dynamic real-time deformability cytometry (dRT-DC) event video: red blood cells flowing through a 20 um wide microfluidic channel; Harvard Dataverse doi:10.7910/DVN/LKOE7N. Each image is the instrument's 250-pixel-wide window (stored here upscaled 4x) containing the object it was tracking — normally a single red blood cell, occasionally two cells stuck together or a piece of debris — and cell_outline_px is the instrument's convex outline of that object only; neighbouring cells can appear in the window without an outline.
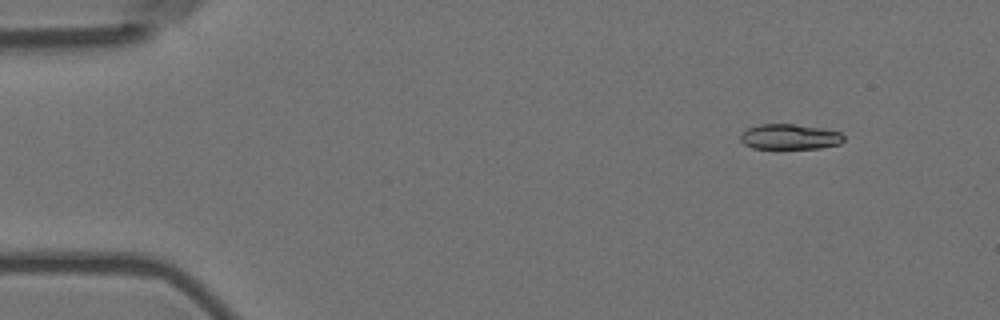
{"species": "Egyptian fruit bat (a non-hibernating species)", "species_latin": "Rousettus aegyptiacus", "temperature_condition": "room temperature", "stored_images_in_passage": 5, "camera_frame_rate_fps": 3000, "um_per_image_px": 0.085, "animal": {"sex": "female"}, "frame": {"image": 1, "passage_image": 2, "time_ms": 0.333, "image_size_px": [1000, 320], "cell_outline_px": [[844, 140], [840, 144], [820, 148], [752, 148], [744, 144], [740, 140], [740, 136], [748, 128], [760, 124], [792, 124], [820, 128], [840, 132], [844, 136]], "centroid_in_image_um": [67.13, 11.63], "position_along_channel_um": 17.9, "area_um2": 15.09}}
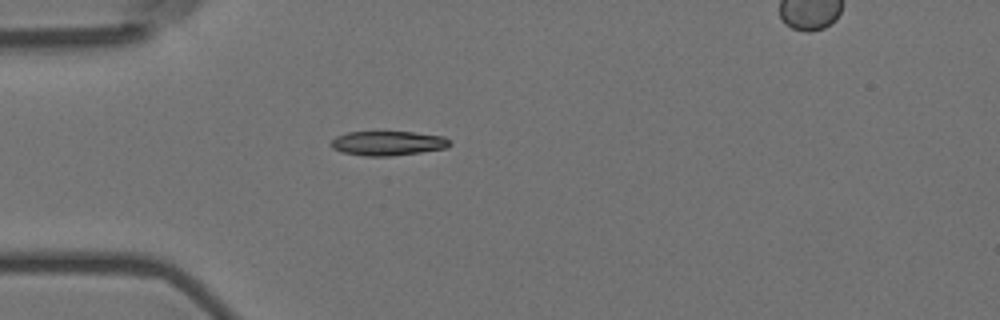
{"frame": {"image": 2, "passage_image": 5, "time_ms": 1.333, "image_size_px": [1000, 320], "cell_outline_px": [[452, 144], [448, 148], [392, 156], [364, 156], [340, 152], [332, 148], [328, 144], [336, 136], [348, 132], [412, 132], [444, 136], [452, 140]], "centroid_in_image_um": [32.98, 12.18], "position_along_channel_um": 52.0, "area_um2": 17.17}}